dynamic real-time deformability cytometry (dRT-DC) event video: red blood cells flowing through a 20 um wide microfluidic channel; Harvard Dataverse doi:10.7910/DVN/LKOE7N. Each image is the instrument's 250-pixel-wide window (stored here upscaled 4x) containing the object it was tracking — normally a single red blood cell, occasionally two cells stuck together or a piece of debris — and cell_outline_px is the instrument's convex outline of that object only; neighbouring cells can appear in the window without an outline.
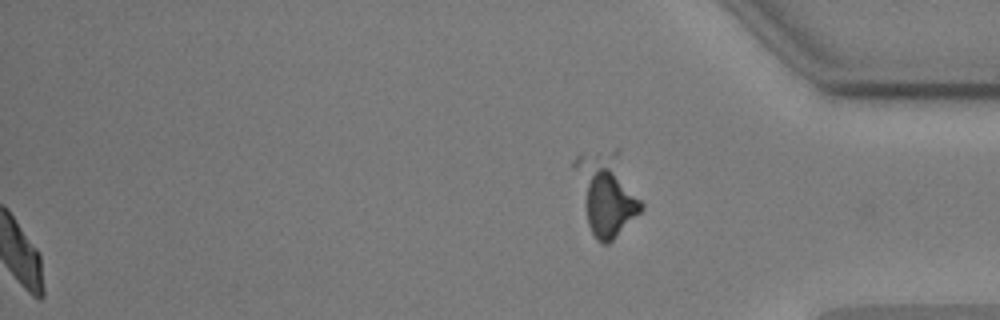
{"species": "common noctule bat (a hibernating species)", "species_latin": "Nyctalus noctula", "temperature_condition": "warm", "stored_images_in_passage": 51, "segment_of_instrument_passage": [2, 2], "camera_frame_rate_fps": 3000, "um_per_image_px": 0.085, "animal": {"sex": "male", "body_mass_g": 17.9, "forearm_length_mm": 54.2}, "frame": {"image": 1, "passage_image": 51, "time_ms": 16.667, "image_size_px": [1000, 320], "cell_outline_px": [[644, 208], [608, 244], [600, 244], [596, 240], [588, 224], [572, 168], [572, 164], [576, 156], [580, 152], [616, 148], [620, 148], [644, 204]], "centroid_in_image_um": [51.56, 16.33], "position_along_channel_um": 383.6, "area_um2": 33.06}}